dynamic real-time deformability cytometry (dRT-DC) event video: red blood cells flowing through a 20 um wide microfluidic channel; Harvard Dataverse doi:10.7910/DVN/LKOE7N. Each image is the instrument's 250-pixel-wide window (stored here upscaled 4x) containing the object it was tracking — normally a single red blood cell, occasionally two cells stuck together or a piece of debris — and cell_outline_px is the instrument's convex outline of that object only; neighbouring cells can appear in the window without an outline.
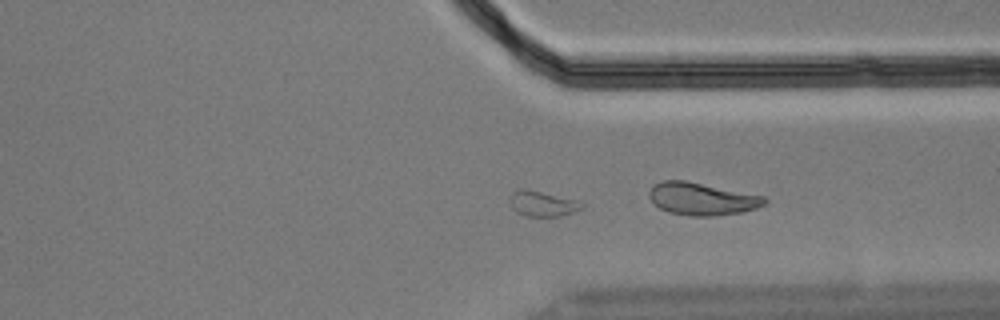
{"species": "Egyptian fruit bat (a non-hibernating species)", "species_latin": "Rousettus aegyptiacus", "temperature_condition": "cold", "stored_images_in_passage": 50, "segment_of_instrument_passage": [2, 2], "camera_frame_rate_fps": 3000, "um_per_image_px": 0.085, "animal": {"sex": "male"}, "frame": {"image": 1, "passage_image": 37, "time_ms": 12.0, "image_size_px": [1000, 320], "cell_outline_px": [[584, 208], [560, 216], [528, 216], [516, 212], [512, 208], [508, 200], [512, 192], [520, 188], [524, 188], [576, 200], [584, 204]], "centroid_in_image_um": [46.07, 17.31], "position_along_channel_um": 365.3, "area_um2": 10.58}}